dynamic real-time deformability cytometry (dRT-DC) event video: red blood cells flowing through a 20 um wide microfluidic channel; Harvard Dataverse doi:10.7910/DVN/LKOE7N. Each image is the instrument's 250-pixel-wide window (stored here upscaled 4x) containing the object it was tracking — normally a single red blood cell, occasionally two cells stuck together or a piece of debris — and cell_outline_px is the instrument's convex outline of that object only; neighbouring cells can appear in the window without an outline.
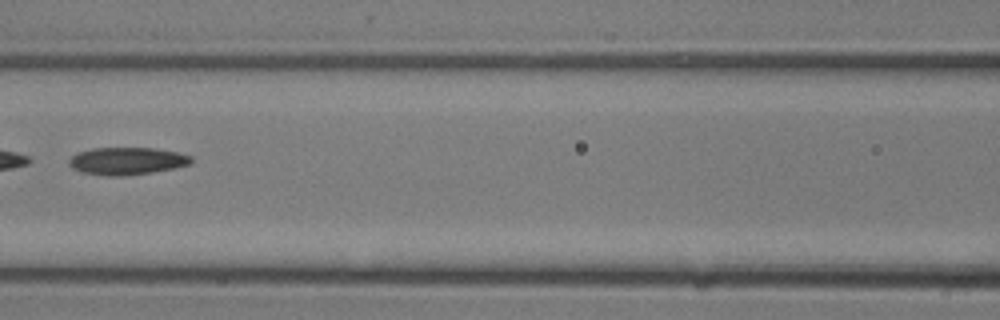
{"species": "common noctule bat (a hibernating species)", "species_latin": "Nyctalus noctula", "temperature_condition": "room temperature", "stored_images_in_passage": 15, "segment_of_instrument_passage": [2, 2], "camera_frame_rate_fps": 3000, "um_per_image_px": 0.085, "animal": {"sex": "male", "body_mass_g": 13.3}, "frame": {"image": 1, "passage_image": 11, "time_ms": 3.333, "image_size_px": [1000, 320], "cell_outline_px": [[192, 164], [152, 172], [120, 176], [108, 176], [84, 172], [72, 168], [68, 164], [68, 160], [76, 152], [92, 148], [156, 148], [176, 152], [192, 156]], "centroid_in_image_um": [10.77, 13.67], "position_along_channel_um": 155.8, "area_um2": 19.48}}